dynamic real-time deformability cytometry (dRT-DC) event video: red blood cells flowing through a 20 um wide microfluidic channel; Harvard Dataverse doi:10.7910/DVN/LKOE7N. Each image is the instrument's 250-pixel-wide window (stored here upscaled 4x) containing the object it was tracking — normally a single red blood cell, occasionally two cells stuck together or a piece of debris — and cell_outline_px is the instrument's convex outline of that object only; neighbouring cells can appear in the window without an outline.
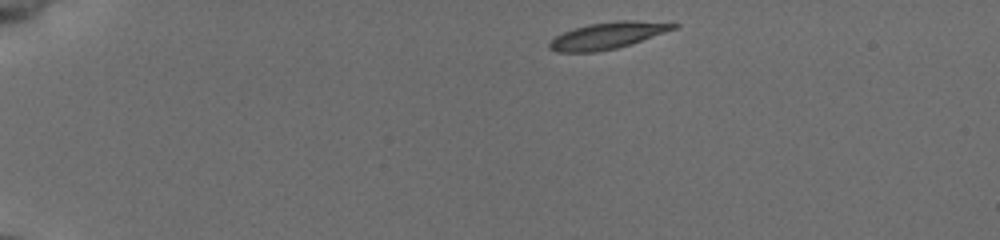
{"species": "common noctule bat (a hibernating species)", "species_latin": "Nyctalus noctula", "temperature_condition": "cold", "stored_images_in_passage": 44, "camera_frame_rate_fps": 3000, "um_per_image_px": 0.085, "animal": {"sex": "female", "body_mass_g": 19.5, "forearm_length_mm": 54.1}, "frame": {"image": 1, "passage_image": 1, "time_ms": 0.0, "image_size_px": [1000, 240], "cell_outline_px": [[680, 24], [676, 28], [616, 48], [592, 52], [556, 52], [548, 48], [548, 44], [556, 36], [564, 32], [588, 24], [616, 20], [632, 20]], "centroid_in_image_um": [51.59, 3.01], "position_along_channel_um": 33.4, "area_um2": 18.79}}
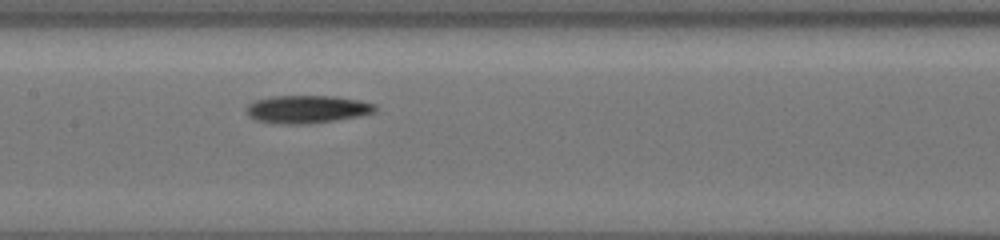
{"frame": {"image": 2, "passage_image": 19, "time_ms": 6.0, "image_size_px": [1000, 240], "cell_outline_px": [[376, 108], [372, 112], [356, 116], [336, 120], [308, 124], [280, 124], [256, 120], [248, 116], [248, 104], [256, 100], [272, 96], [336, 96], [360, 100], [376, 104]], "centroid_in_image_um": [26.09, 9.28], "position_along_channel_um": 181.3, "area_um2": 20.75}}
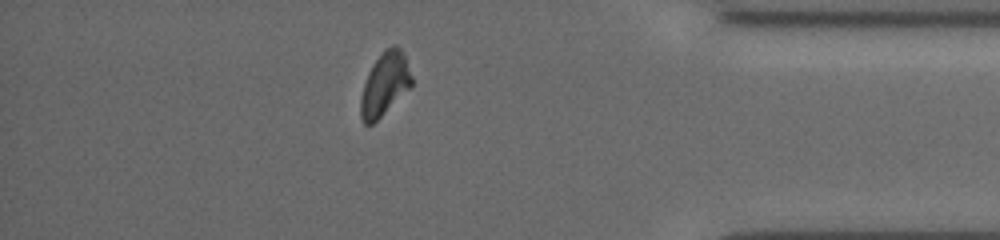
{"frame": {"image": 3, "passage_image": 38, "time_ms": 12.333, "image_size_px": [1000, 240], "cell_outline_px": [[412, 84], [372, 124], [364, 124], [360, 116], [360, 100], [364, 84], [368, 72], [372, 64], [392, 44], [396, 44], [400, 48], [404, 56], [412, 76]], "centroid_in_image_um": [32.68, 7.14], "position_along_channel_um": 402.5, "area_um2": 18.09}, "authors_computed_cell_mechanics": {"area_um2": 19.2185, "velocity_mm_per_s": 3.8658, "shape_relaxation_time_tau1_ms": 1.6514, "shape_relaxation_time_tau2_ms": 3.8153, "deformation_change_tau1": 0.1007, "deformation_change_tau2": 0.0926}}